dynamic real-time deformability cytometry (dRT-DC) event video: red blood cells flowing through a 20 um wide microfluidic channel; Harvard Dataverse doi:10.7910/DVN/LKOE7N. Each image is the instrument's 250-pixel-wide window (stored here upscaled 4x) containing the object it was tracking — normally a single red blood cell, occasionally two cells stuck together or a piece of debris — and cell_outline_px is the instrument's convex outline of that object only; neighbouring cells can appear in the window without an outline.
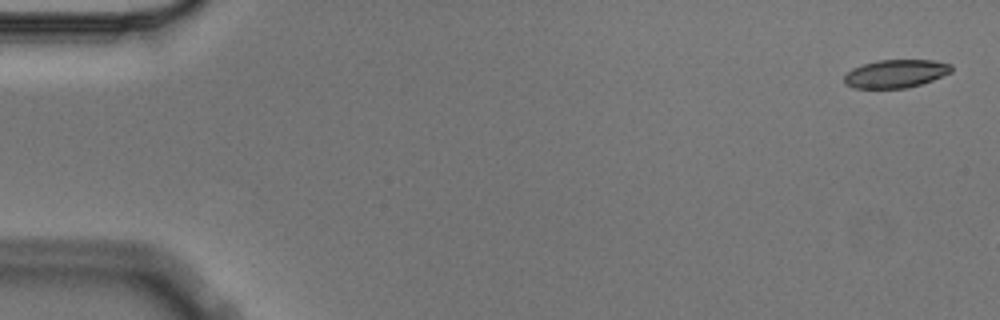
{"species": "Egyptian fruit bat (a non-hibernating species)", "species_latin": "Rousettus aegyptiacus", "temperature_condition": "cold", "stored_images_in_passage": 4, "camera_frame_rate_fps": 3000, "um_per_image_px": 0.085, "animal": {"sex": "male"}, "frame": {"image": 1, "passage_image": 1, "time_ms": 0.0, "image_size_px": [1000, 320], "cell_outline_px": [[952, 72], [932, 80], [908, 88], [852, 88], [844, 84], [844, 76], [852, 68], [876, 60], [932, 60], [952, 64]], "centroid_in_image_um": [76.12, 6.26], "position_along_channel_um": 8.9, "area_um2": 17.63}}